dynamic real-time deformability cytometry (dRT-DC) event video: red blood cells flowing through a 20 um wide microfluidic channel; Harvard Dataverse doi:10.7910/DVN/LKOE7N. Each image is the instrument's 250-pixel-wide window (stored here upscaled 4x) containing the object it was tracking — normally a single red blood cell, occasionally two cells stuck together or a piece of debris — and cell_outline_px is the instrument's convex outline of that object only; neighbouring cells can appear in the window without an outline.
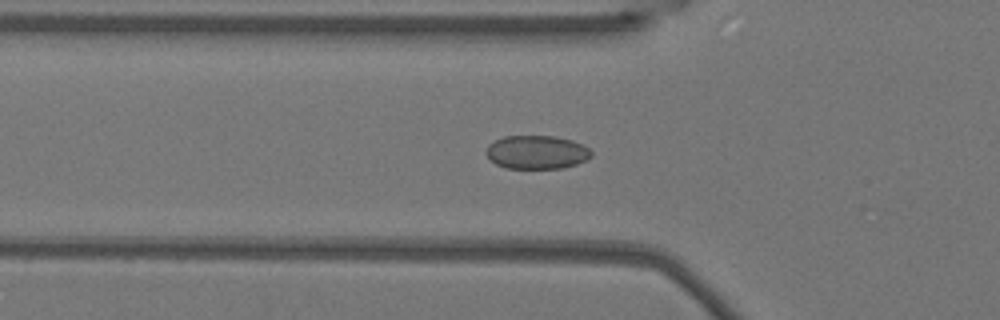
{"species": "Egyptian fruit bat (a non-hibernating species)", "species_latin": "Rousettus aegyptiacus", "temperature_condition": "warm", "stored_images_in_passage": 38, "camera_frame_rate_fps": 3000, "um_per_image_px": 0.085, "animal": {"sex": "female"}, "frame": {"image": 1, "passage_image": 2, "time_ms": 0.333, "image_size_px": [1000, 320], "cell_outline_px": [[592, 156], [576, 164], [564, 168], [504, 168], [496, 164], [484, 152], [488, 144], [504, 136], [556, 136], [572, 140], [588, 148], [592, 152]], "centroid_in_image_um": [45.6, 12.93], "position_along_channel_um": 80.2, "area_um2": 20.52}}
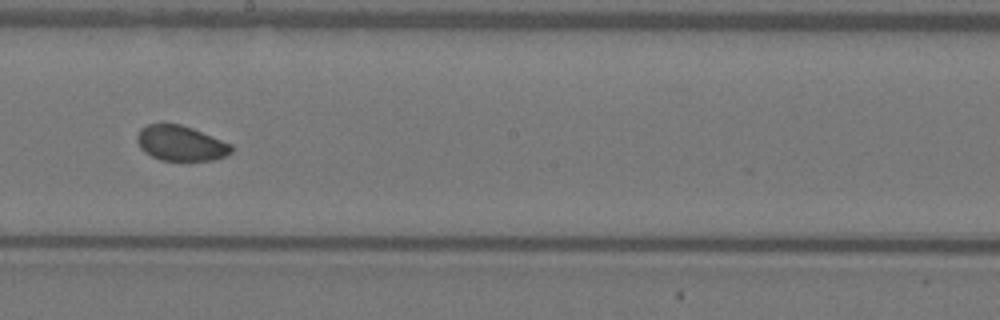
{"frame": {"image": 2, "passage_image": 14, "time_ms": 4.333, "image_size_px": [1000, 320], "cell_outline_px": [[232, 152], [224, 156], [212, 160], [160, 160], [144, 152], [140, 148], [136, 140], [136, 136], [140, 128], [148, 124], [180, 124], [192, 128], [232, 144]], "centroid_in_image_um": [15.33, 12.17], "position_along_channel_um": 232.9, "area_um2": 19.25}}
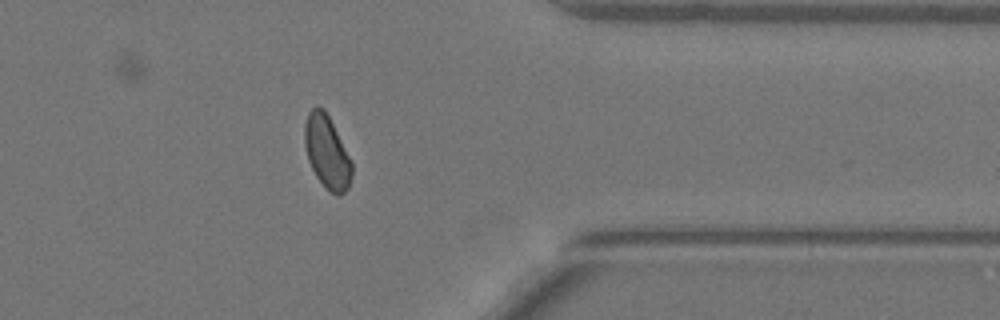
{"frame": {"image": 3, "passage_image": 27, "time_ms": 8.667, "image_size_px": [1000, 320], "cell_outline_px": [[352, 176], [348, 188], [340, 196], [328, 192], [324, 188], [316, 176], [308, 160], [304, 144], [304, 124], [308, 112], [316, 104], [324, 108], [352, 160]], "centroid_in_image_um": [27.78, 12.93], "position_along_channel_um": 383.6, "area_um2": 20.4}, "authors_computed_cell_mechanics": {"area_um2": 19.9699, "velocity_mm_per_s": 3.7826, "shape_relaxation_time_tau1_ms": 4.8279, "shape_relaxation_time_tau2_ms": null, "deformation_change_tau1": 0.0709, "deformation_change_tau2": null}}